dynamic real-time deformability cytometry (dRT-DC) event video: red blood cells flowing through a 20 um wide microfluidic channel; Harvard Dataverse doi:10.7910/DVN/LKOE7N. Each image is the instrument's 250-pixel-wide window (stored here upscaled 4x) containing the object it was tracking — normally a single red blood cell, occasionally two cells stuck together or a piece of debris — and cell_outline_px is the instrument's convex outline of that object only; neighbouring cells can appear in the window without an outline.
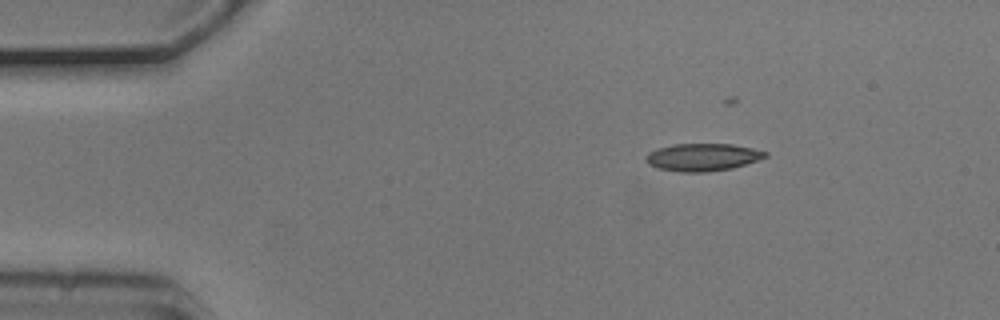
{"species": "common noctule bat (a hibernating species)", "species_latin": "Nyctalus noctula", "temperature_condition": "cold", "stored_images_in_passage": 2, "camera_frame_rate_fps": 3000, "um_per_image_px": 0.085, "animal": {"sex": "male", "body_mass_g": 20.5, "forearm_length_mm": 52.5}, "frame": {"image": 1, "passage_image": 1, "time_ms": 0.0, "image_size_px": [1000, 320], "cell_outline_px": [[768, 156], [732, 168], [708, 172], [680, 172], [660, 168], [648, 164], [644, 160], [644, 156], [648, 152], [660, 148], [676, 144], [732, 144], [752, 148], [768, 152]], "centroid_in_image_um": [59.7, 13.36], "position_along_channel_um": 25.3, "area_um2": 19.02}}